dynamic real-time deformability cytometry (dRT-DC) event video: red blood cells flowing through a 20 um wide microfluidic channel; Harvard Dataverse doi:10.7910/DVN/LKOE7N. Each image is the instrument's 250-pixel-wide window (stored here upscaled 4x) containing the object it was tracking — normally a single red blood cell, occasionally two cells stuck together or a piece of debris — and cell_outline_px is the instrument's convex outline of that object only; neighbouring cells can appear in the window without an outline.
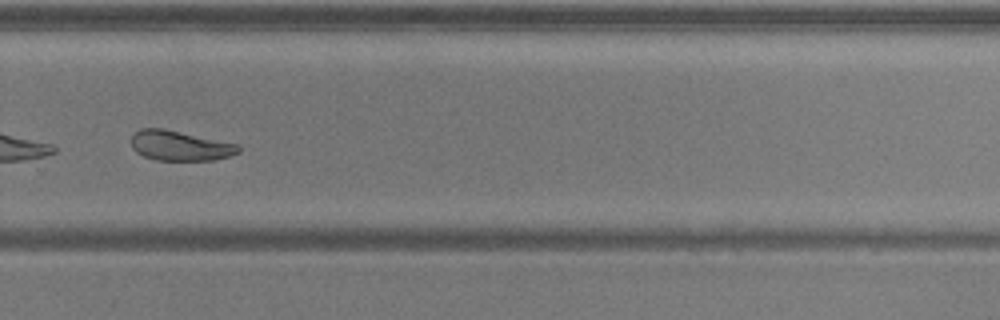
{"species": "common noctule bat (a hibernating species)", "species_latin": "Nyctalus noctula", "temperature_condition": "warm", "stored_images_in_passage": 33, "camera_frame_rate_fps": 3000, "um_per_image_px": 0.085, "animal": {"sex": "male", "body_mass_g": 20.5, "forearm_length_mm": 52.5}, "frame": {"image": 1, "passage_image": 19, "time_ms": 6.0, "image_size_px": [1000, 320], "cell_outline_px": [[240, 152], [228, 156], [212, 160], [156, 160], [144, 156], [136, 152], [132, 148], [132, 132], [140, 128], [164, 128], [240, 144]], "centroid_in_image_um": [15.29, 12.37], "position_along_channel_um": 314.5, "area_um2": 18.9}}
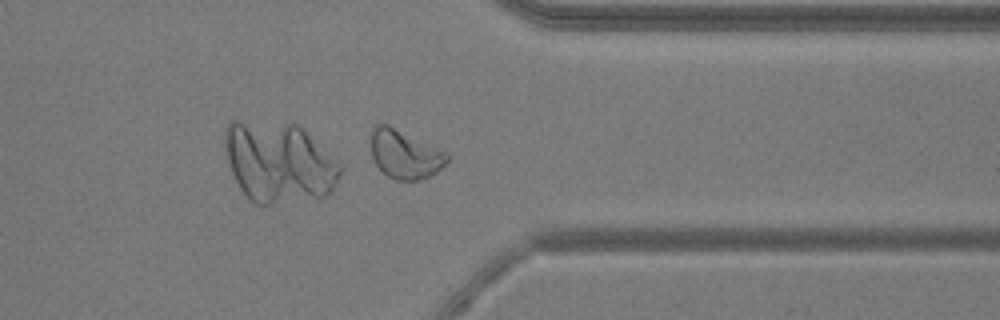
{"frame": {"image": 2, "passage_image": 24, "time_ms": 7.667, "image_size_px": [1000, 320], "cell_outline_px": [[448, 160], [436, 172], [428, 176], [416, 180], [396, 180], [388, 176], [376, 164], [372, 156], [368, 140], [372, 128], [376, 124], [388, 124], [448, 152]], "centroid_in_image_um": [34.36, 13.07], "position_along_channel_um": 377.0, "area_um2": 21.73}}